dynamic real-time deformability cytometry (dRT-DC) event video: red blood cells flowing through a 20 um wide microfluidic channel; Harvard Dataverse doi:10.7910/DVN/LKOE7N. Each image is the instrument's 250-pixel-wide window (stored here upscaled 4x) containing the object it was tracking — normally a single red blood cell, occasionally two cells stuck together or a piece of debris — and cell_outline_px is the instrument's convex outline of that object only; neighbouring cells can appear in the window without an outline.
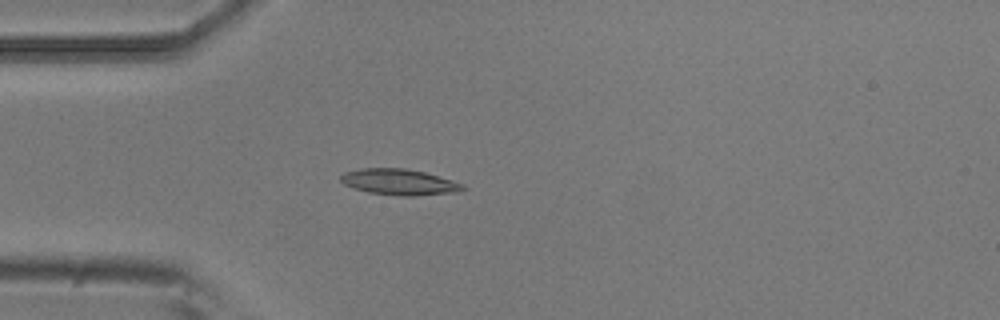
{"species": "common noctule bat (a hibernating species)", "species_latin": "Nyctalus noctula", "temperature_condition": "room temperature", "stored_images_in_passage": 3, "camera_frame_rate_fps": 3000, "um_per_image_px": 0.085, "animal": {"sex": "male", "body_mass_g": 20.5, "forearm_length_mm": 52.5}, "frame": {"image": 1, "passage_image": 3, "time_ms": 0.667, "image_size_px": [1000, 320], "cell_outline_px": [[468, 188], [456, 192], [412, 196], [400, 196], [368, 192], [352, 188], [344, 184], [340, 180], [340, 176], [344, 172], [360, 168], [408, 168], [424, 172], [452, 180], [464, 184]], "centroid_in_image_um": [33.93, 15.47], "position_along_channel_um": 51.1, "area_um2": 18.61}}